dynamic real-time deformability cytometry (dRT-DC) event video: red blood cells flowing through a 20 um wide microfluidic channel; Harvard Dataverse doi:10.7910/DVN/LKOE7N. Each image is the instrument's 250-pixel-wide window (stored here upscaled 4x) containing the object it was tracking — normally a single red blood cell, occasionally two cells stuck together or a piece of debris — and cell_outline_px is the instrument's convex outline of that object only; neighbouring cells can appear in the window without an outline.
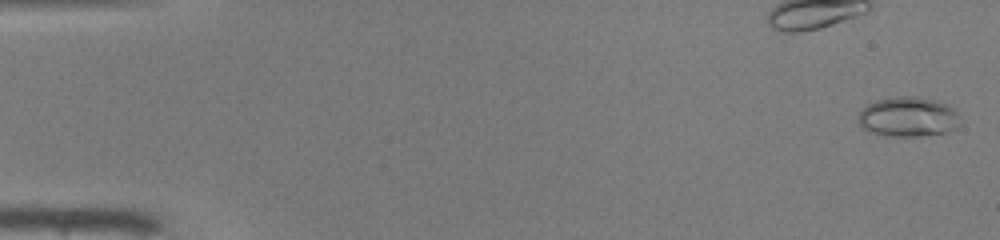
{"species": "common noctule bat (a hibernating species)", "species_latin": "Nyctalus noctula", "temperature_condition": "warm", "stored_images_in_passage": 50, "camera_frame_rate_fps": 3000, "um_per_image_px": 0.085, "animal": {"sex": "male", "body_mass_g": 19.0, "forearm_length_mm": 50.8}, "frame": {"image": 1, "passage_image": 1, "time_ms": 0.0, "image_size_px": [1000, 240], "cell_outline_px": [[960, 124], [956, 128], [948, 132], [920, 136], [892, 136], [868, 132], [856, 120], [860, 112], [868, 104], [876, 100], [896, 96], [916, 96], [936, 100], [948, 104], [960, 116]], "centroid_in_image_um": [77.21, 9.93], "position_along_channel_um": 7.8, "area_um2": 23.87}}
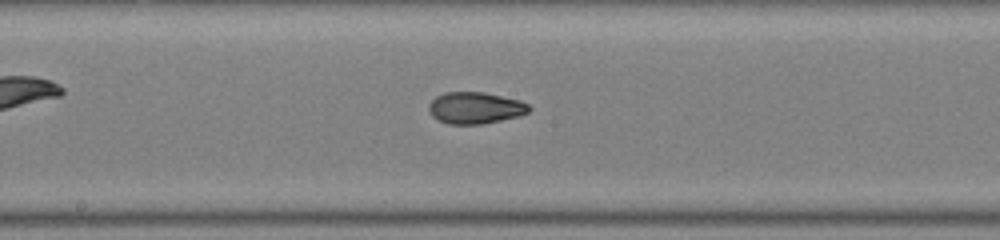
{"frame": {"image": 2, "passage_image": 27, "time_ms": 8.667, "image_size_px": [1000, 240], "cell_outline_px": [[532, 108], [528, 112], [516, 116], [500, 120], [480, 124], [448, 124], [432, 116], [428, 108], [428, 104], [436, 96], [444, 92], [484, 92], [520, 100], [528, 104]], "centroid_in_image_um": [40.38, 9.16], "position_along_channel_um": 207.8, "area_um2": 18.38}}
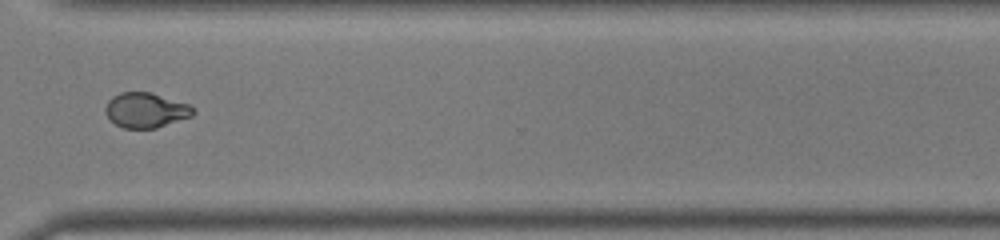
{"frame": {"image": 3, "passage_image": 38, "time_ms": 12.333, "image_size_px": [1000, 240], "cell_outline_px": [[196, 112], [192, 116], [156, 128], [124, 128], [108, 120], [104, 112], [104, 108], [108, 100], [112, 96], [120, 92], [152, 92], [192, 104]], "centroid_in_image_um": [12.4, 9.35], "position_along_channel_um": 358.2, "area_um2": 18.32}, "authors_computed_cell_mechanics": {"area_um2": 19.0451, "velocity_mm_per_s": 4.092, "shape_relaxation_time_tau1_ms": 7.6579, "shape_relaxation_time_tau2_ms": 1.4863, "deformation_change_tau1": 0.2248, "deformation_change_tau2": 0.0572}}